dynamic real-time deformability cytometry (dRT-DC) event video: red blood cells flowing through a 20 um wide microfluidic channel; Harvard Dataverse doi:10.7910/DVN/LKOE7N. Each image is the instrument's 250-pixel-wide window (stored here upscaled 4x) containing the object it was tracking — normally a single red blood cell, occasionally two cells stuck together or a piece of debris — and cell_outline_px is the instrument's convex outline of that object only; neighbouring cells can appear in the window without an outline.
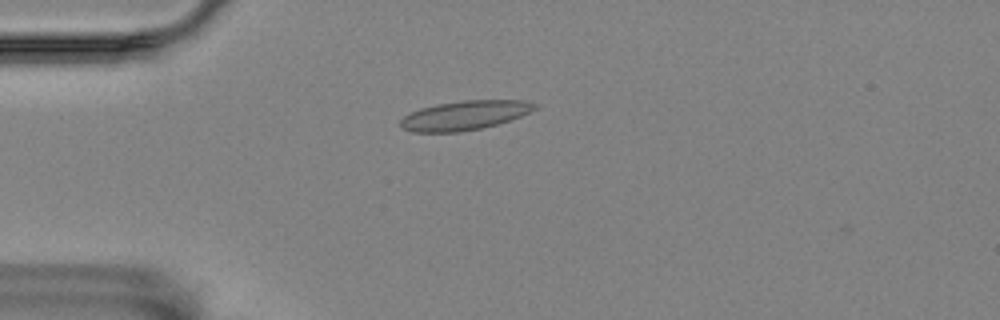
{"species": "Egyptian fruit bat (a non-hibernating species)", "species_latin": "Rousettus aegyptiacus", "temperature_condition": "room temperature", "stored_images_in_passage": 44, "camera_frame_rate_fps": 3000, "um_per_image_px": 0.085, "animal": {"sex": "female"}, "frame": {"image": 1, "passage_image": 2, "time_ms": 0.333, "image_size_px": [1000, 320], "cell_outline_px": [[540, 104], [536, 108], [520, 116], [496, 124], [480, 128], [460, 132], [412, 132], [404, 128], [400, 124], [400, 120], [404, 116], [420, 108], [436, 104], [464, 100], [524, 100]], "centroid_in_image_um": [39.5, 9.79], "position_along_channel_um": 45.5, "area_um2": 22.72}}
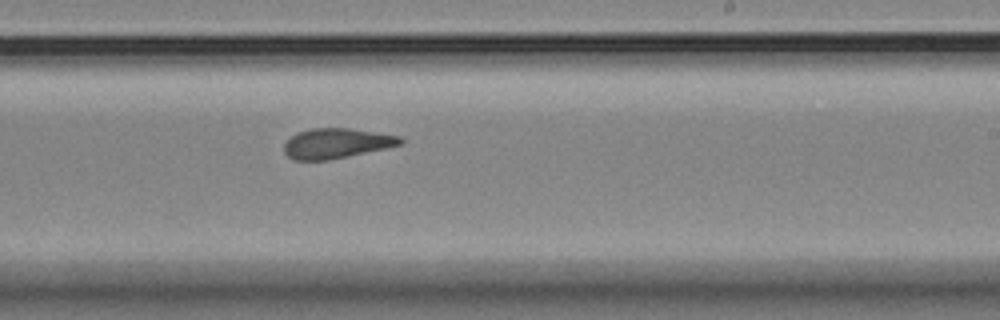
{"frame": {"image": 2, "passage_image": 22, "time_ms": 7.0, "image_size_px": [1000, 320], "cell_outline_px": [[404, 144], [328, 160], [292, 160], [284, 152], [284, 144], [296, 132], [312, 128], [348, 128], [400, 136], [404, 140]], "centroid_in_image_um": [28.58, 12.18], "position_along_channel_um": 260.4, "area_um2": 20.23}}
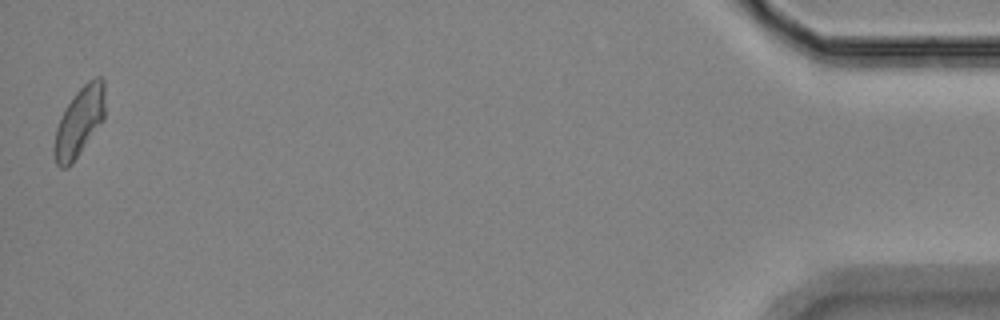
{"frame": {"image": 3, "passage_image": 44, "time_ms": 14.333, "image_size_px": [1000, 320], "cell_outline_px": [[104, 120], [72, 164], [68, 168], [60, 168], [56, 164], [52, 148], [56, 128], [68, 104], [76, 92], [88, 80], [96, 76], [100, 76], [104, 80]], "centroid_in_image_um": [6.74, 10.38], "position_along_channel_um": 428.5, "area_um2": 20.52}, "authors_computed_cell_mechanics": {"area_um2": 20.7213, "velocity_mm_per_s": 3.4833, "shape_relaxation_time_tau1_ms": null, "shape_relaxation_time_tau2_ms": 1.9033, "deformation_change_tau1": null, "deformation_change_tau2": 0.098}}